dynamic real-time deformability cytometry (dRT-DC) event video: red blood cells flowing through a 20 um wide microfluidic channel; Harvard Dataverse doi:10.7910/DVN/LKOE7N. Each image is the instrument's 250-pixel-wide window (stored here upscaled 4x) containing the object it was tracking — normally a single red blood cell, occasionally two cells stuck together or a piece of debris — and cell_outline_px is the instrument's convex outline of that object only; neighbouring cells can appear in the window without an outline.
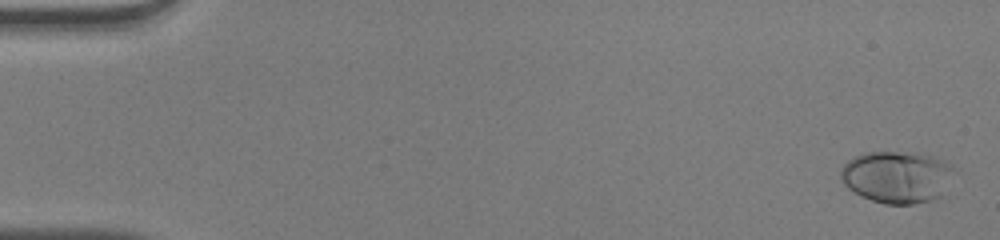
{"species": "human", "species_latin": "Homo sapiens", "temperature_condition": "warm", "stored_images_in_passage": 52, "camera_frame_rate_fps": 3000, "um_per_image_px": 0.085, "donor": {"sex": "male"}, "frame": {"image": 1, "passage_image": 2, "time_ms": 0.333, "image_size_px": [1000, 240], "cell_outline_px": [[956, 172], [940, 196], [932, 200], [912, 204], [884, 204], [860, 196], [848, 188], [844, 184], [840, 176], [840, 168], [852, 156], [868, 152], [916, 152], [932, 156], [944, 160], [952, 164]], "centroid_in_image_um": [76.25, 15.02], "position_along_channel_um": 8.8, "area_um2": 34.8}}
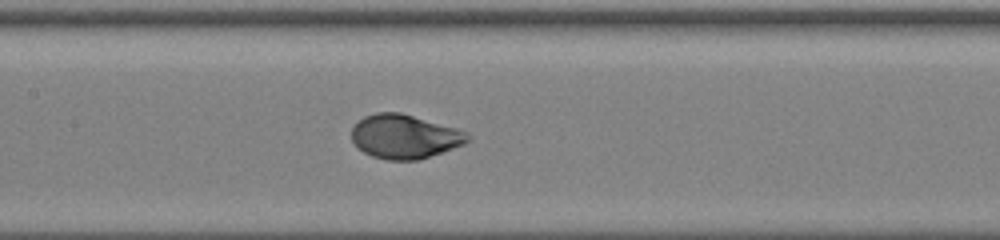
{"frame": {"image": 2, "passage_image": 26, "time_ms": 8.333, "image_size_px": [1000, 240], "cell_outline_px": [[472, 136], [464, 144], [420, 160], [388, 160], [372, 156], [364, 152], [352, 140], [352, 124], [364, 116], [376, 112], [400, 112], [456, 128], [468, 132]], "centroid_in_image_um": [34.39, 11.6], "position_along_channel_um": 173.0, "area_um2": 29.82}}
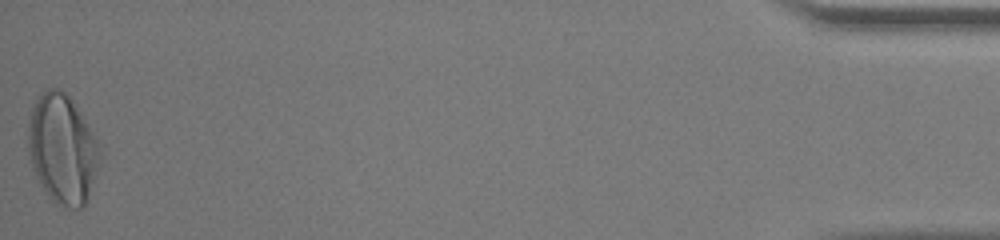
{"frame": {"image": 3, "passage_image": 52, "time_ms": 17.0, "image_size_px": [1000, 240], "cell_outline_px": [[100, 160], [88, 196], [84, 204], [80, 208], [64, 208], [56, 204], [52, 200], [40, 184], [32, 168], [28, 152], [28, 120], [36, 96], [48, 88], [60, 88], [72, 100], [96, 136], [100, 144]], "centroid_in_image_um": [5.29, 12.64], "position_along_channel_um": 429.9, "area_um2": 45.89}, "authors_computed_cell_mechanics": {"area_um2": 29.8248, "velocity_mm_per_s": 4.0544, "shape_relaxation_time_tau1_ms": 3.263, "shape_relaxation_time_tau2_ms": null, "deformation_change_tau1": 0.2134, "deformation_change_tau2": null}}